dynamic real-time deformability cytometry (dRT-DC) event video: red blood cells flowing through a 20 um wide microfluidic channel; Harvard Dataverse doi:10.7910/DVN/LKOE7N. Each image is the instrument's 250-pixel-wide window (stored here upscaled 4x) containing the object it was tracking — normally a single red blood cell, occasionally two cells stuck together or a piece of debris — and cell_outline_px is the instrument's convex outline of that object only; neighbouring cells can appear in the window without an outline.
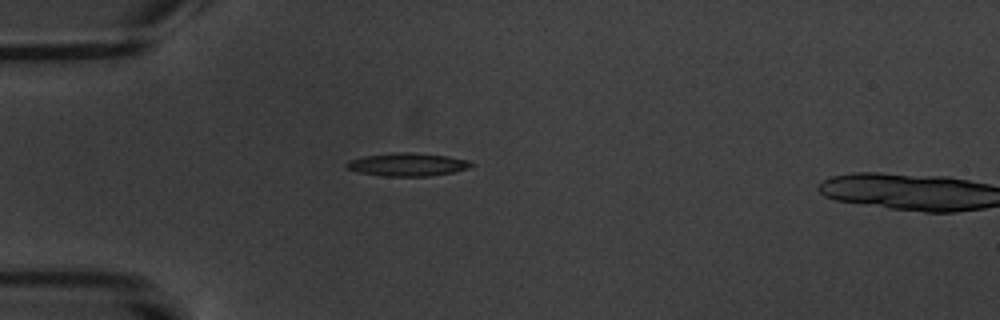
{"species": "common noctule bat (a hibernating species)", "species_latin": "Nyctalus noctula", "temperature_condition": "warm", "stored_images_in_passage": 2, "camera_frame_rate_fps": 3000, "um_per_image_px": 0.085, "animal": {"sex": "male", "body_mass_g": 20.1, "forearm_length_mm": 53.5}, "frame": {"image": 1, "passage_image": 1, "time_ms": 0.0, "image_size_px": [1000, 320], "cell_outline_px": [[476, 164], [468, 168], [452, 172], [428, 176], [384, 176], [360, 172], [348, 168], [344, 164], [348, 160], [364, 156], [400, 152], [408, 152], [448, 156], [468, 160]], "centroid_in_image_um": [34.65, 13.98], "position_along_channel_um": 50.4, "area_um2": 16.59}}